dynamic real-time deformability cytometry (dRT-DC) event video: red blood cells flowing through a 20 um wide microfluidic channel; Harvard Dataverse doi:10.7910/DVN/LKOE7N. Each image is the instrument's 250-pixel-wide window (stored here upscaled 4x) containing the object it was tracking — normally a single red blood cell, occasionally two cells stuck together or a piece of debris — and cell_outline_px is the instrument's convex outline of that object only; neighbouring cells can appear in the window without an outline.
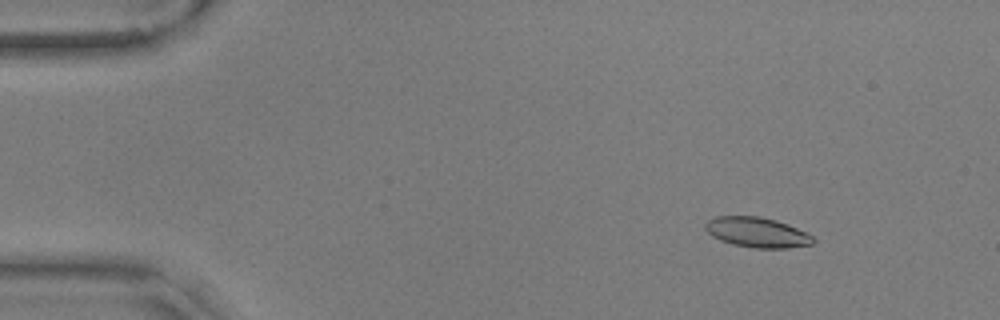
{"species": "common noctule bat (a hibernating species)", "species_latin": "Nyctalus noctula", "temperature_condition": "warm", "stored_images_in_passage": 58, "camera_frame_rate_fps": 3000, "um_per_image_px": 0.085, "animal": {"sex": "male", "body_mass_g": 17.9, "forearm_length_mm": 54.2}, "frame": {"image": 1, "passage_image": 8, "time_ms": 2.333, "image_size_px": [1000, 320], "cell_outline_px": [[816, 240], [812, 244], [788, 248], [756, 248], [732, 244], [720, 240], [712, 236], [704, 228], [704, 224], [708, 220], [716, 216], [760, 216], [776, 220], [788, 224], [812, 236]], "centroid_in_image_um": [64.33, 19.74], "position_along_channel_um": 20.7, "area_um2": 18.9}}
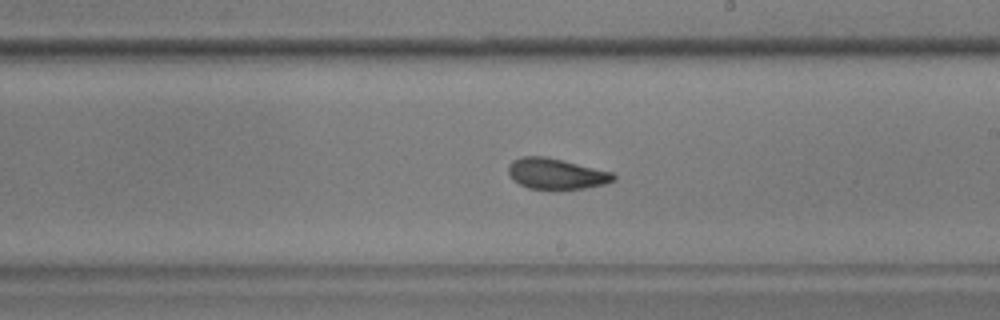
{"frame": {"image": 2, "passage_image": 34, "time_ms": 11.0, "image_size_px": [1000, 320], "cell_outline_px": [[616, 180], [604, 184], [584, 188], [560, 192], [528, 188], [512, 180], [508, 172], [508, 164], [512, 160], [520, 156], [544, 156], [612, 172], [616, 176]], "centroid_in_image_um": [47.24, 14.81], "position_along_channel_um": 241.8, "area_um2": 19.42}}
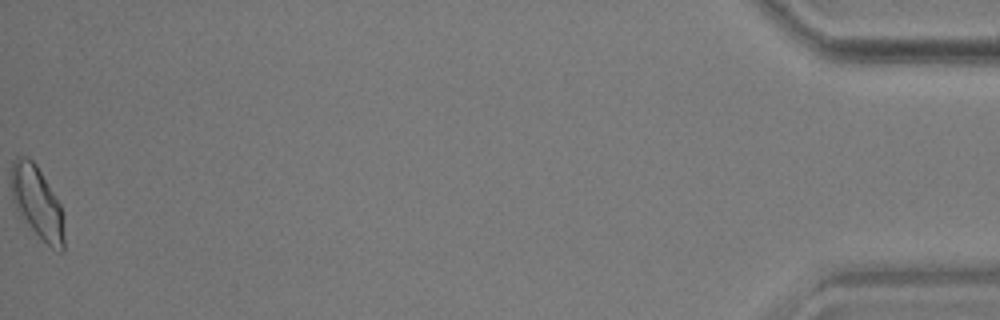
{"frame": {"image": 3, "passage_image": 58, "time_ms": 19.0, "image_size_px": [1000, 320], "cell_outline_px": [[64, 252], [60, 252], [52, 248], [32, 228], [16, 208], [12, 200], [12, 160], [16, 156], [28, 156], [36, 164], [60, 204], [64, 216]], "centroid_in_image_um": [3.19, 17.19], "position_along_channel_um": 432.0, "area_um2": 21.91}, "authors_computed_cell_mechanics": {"area_um2": 19.1896, "velocity_mm_per_s": 3.5691, "shape_relaxation_time_tau1_ms": 6.6211, "shape_relaxation_time_tau2_ms": 1.6077, "deformation_change_tau1": 0.1601, "deformation_change_tau2": 0.0728}}